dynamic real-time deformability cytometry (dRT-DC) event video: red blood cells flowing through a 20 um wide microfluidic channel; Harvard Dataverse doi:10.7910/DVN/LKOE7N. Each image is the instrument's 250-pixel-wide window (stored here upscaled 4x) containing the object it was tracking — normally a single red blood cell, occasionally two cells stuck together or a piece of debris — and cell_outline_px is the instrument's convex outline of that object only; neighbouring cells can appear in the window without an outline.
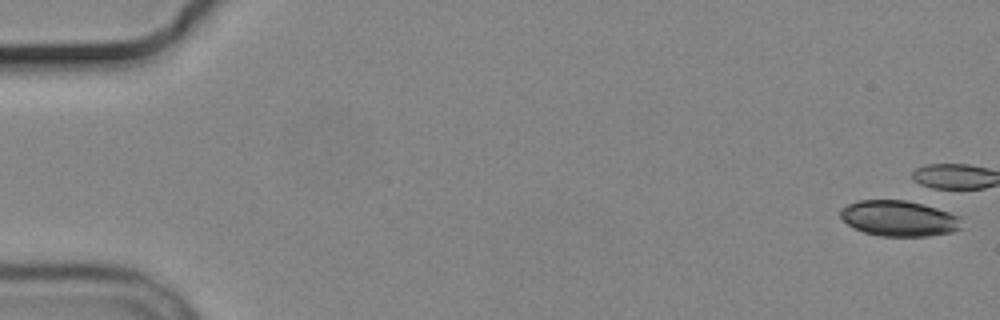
{"species": "common noctule bat (a hibernating species)", "species_latin": "Nyctalus noctula", "temperature_condition": "cold", "stored_images_in_passage": 6, "camera_frame_rate_fps": 3000, "um_per_image_px": 0.085, "animal": {"sex": "male", "body_mass_g": 19.2, "forearm_length_mm": 51.8}, "frame": {"image": 1, "passage_image": 1, "time_ms": 0.0, "image_size_px": [1000, 320], "cell_outline_px": [[960, 228], [952, 232], [928, 236], [880, 236], [864, 232], [848, 224], [840, 216], [840, 208], [848, 204], [860, 200], [904, 200], [924, 204], [960, 216]], "centroid_in_image_um": [76.4, 18.56], "position_along_channel_um": 8.6, "area_um2": 25.03}}